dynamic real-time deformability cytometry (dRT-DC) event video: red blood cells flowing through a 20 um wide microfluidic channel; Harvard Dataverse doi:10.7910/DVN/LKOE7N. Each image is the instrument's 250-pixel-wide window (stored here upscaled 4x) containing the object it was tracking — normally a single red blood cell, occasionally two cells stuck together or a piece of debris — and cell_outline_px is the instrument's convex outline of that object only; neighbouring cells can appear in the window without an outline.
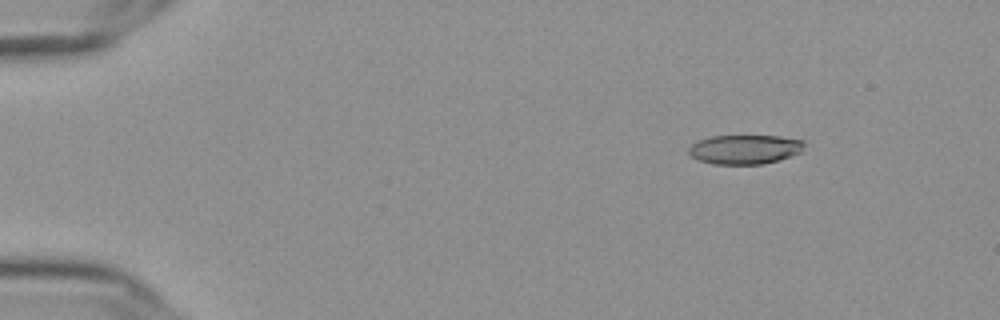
{"species": "Egyptian fruit bat (a non-hibernating species)", "species_latin": "Rousettus aegyptiacus", "temperature_condition": "cold", "stored_images_in_passage": 57, "camera_frame_rate_fps": 3000, "um_per_image_px": 0.085, "frame": {"image": 1, "passage_image": 8, "time_ms": 2.333, "image_size_px": [1000, 320], "cell_outline_px": [[804, 144], [800, 152], [792, 156], [764, 164], [716, 164], [700, 160], [692, 156], [688, 152], [688, 148], [692, 144], [700, 140], [712, 136], [780, 136], [804, 140]], "centroid_in_image_um": [63.33, 12.69], "position_along_channel_um": 21.7, "area_um2": 19.59}}
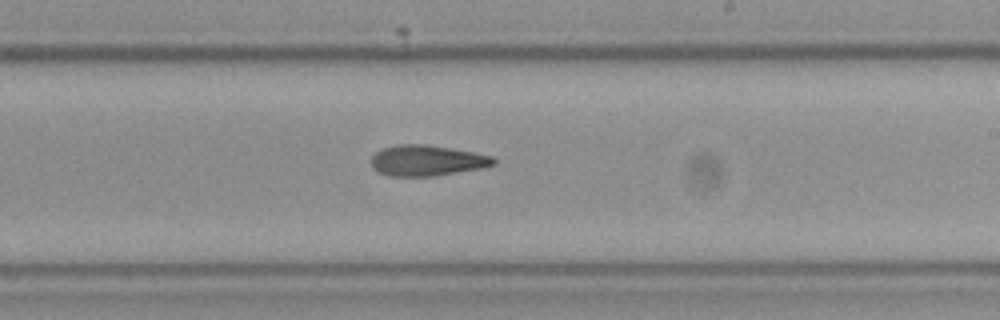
{"frame": {"image": 2, "passage_image": 35, "time_ms": 11.333, "image_size_px": [1000, 320], "cell_outline_px": [[496, 164], [480, 168], [436, 176], [388, 176], [372, 168], [372, 156], [376, 152], [384, 148], [396, 144], [424, 144], [472, 152], [492, 156], [496, 160]], "centroid_in_image_um": [36.27, 13.65], "position_along_channel_um": 252.7, "area_um2": 21.73}}
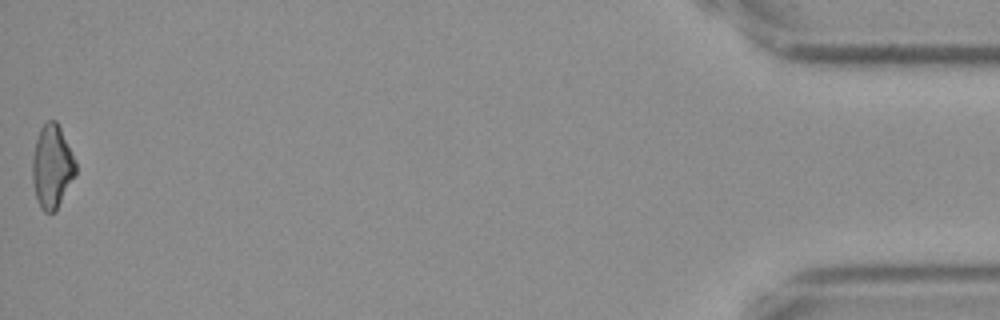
{"frame": {"image": 3, "passage_image": 57, "time_ms": 18.667, "image_size_px": [1000, 320], "cell_outline_px": [[76, 176], [56, 208], [52, 212], [44, 212], [40, 208], [36, 196], [32, 180], [32, 156], [36, 140], [40, 128], [48, 120], [56, 120], [76, 160]], "centroid_in_image_um": [4.42, 14.14], "position_along_channel_um": 430.8, "area_um2": 20.92}}